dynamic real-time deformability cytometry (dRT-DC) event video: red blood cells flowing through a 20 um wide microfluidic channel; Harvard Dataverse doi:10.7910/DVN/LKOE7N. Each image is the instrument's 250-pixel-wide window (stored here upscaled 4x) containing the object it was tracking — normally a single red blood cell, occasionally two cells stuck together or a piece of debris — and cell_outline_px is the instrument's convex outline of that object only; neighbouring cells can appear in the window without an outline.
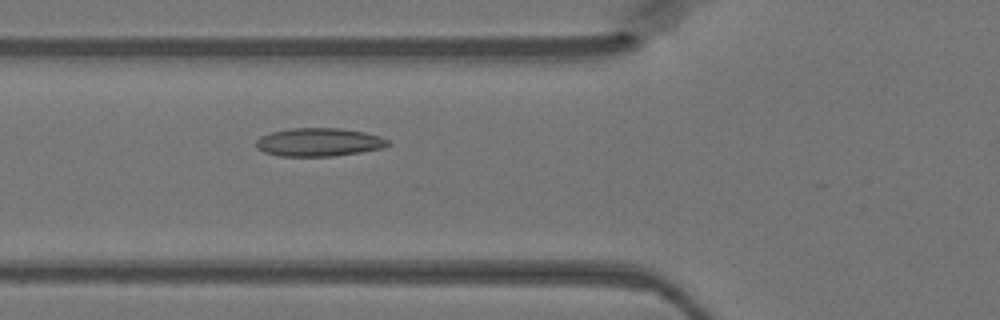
{"species": "Egyptian fruit bat (a non-hibernating species)", "species_latin": "Rousettus aegyptiacus", "temperature_condition": "warm", "stored_images_in_passage": 39, "camera_frame_rate_fps": 3000, "um_per_image_px": 0.085, "animal": {"sex": "female"}, "frame": {"image": 1, "passage_image": 18, "time_ms": 5.667, "image_size_px": [1000, 320], "cell_outline_px": [[392, 144], [384, 148], [360, 152], [332, 156], [280, 156], [264, 152], [256, 148], [256, 140], [260, 136], [272, 132], [288, 128], [340, 128], [364, 132], [380, 136], [388, 140]], "centroid_in_image_um": [27.11, 12.08], "position_along_channel_um": 98.7, "area_um2": 21.85}}
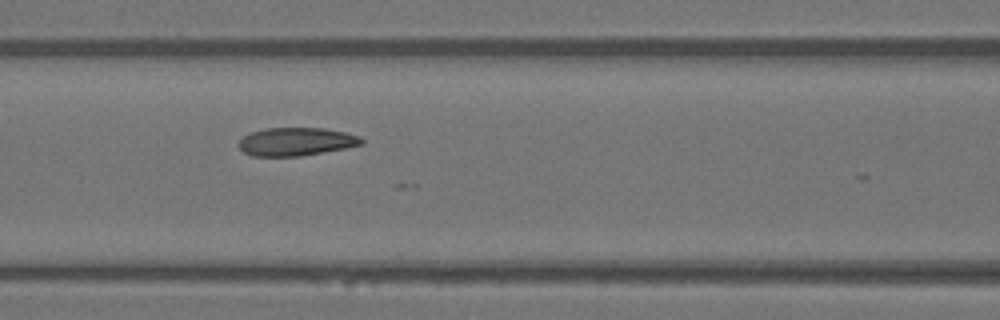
{"frame": {"image": 2, "passage_image": 21, "time_ms": 6.667, "image_size_px": [1000, 320], "cell_outline_px": [[364, 144], [344, 148], [300, 156], [252, 156], [244, 152], [240, 148], [240, 140], [244, 136], [252, 132], [264, 128], [324, 128], [344, 132], [360, 136], [364, 140]], "centroid_in_image_um": [25.19, 12.03], "position_along_channel_um": 141.4, "area_um2": 20.0}}